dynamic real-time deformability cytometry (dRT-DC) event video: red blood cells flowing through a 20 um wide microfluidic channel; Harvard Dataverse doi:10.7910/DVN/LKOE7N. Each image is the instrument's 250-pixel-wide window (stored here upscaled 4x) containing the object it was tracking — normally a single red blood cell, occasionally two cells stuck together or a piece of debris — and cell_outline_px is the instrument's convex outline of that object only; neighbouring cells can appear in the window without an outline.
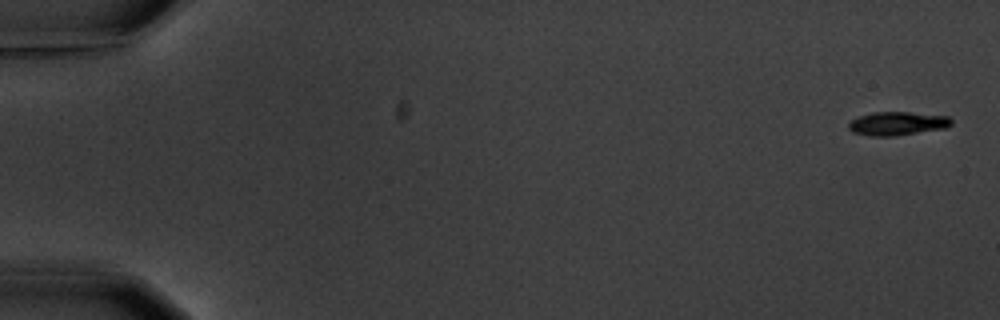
{"species": "common noctule bat (a hibernating species)", "species_latin": "Nyctalus noctula", "temperature_condition": "warm", "stored_images_in_passage": 8, "camera_frame_rate_fps": 3000, "um_per_image_px": 0.085, "animal": {"sex": "male", "body_mass_g": 20.1, "forearm_length_mm": 53.5}, "frame": {"image": 1, "passage_image": 1, "time_ms": 0.0, "image_size_px": [1000, 320], "cell_outline_px": [[952, 124], [944, 128], [896, 136], [872, 136], [852, 132], [848, 128], [848, 124], [852, 120], [860, 116], [872, 112], [912, 112], [948, 116], [952, 120]], "centroid_in_image_um": [76.27, 10.49], "position_along_channel_um": 8.7, "area_um2": 14.1}}
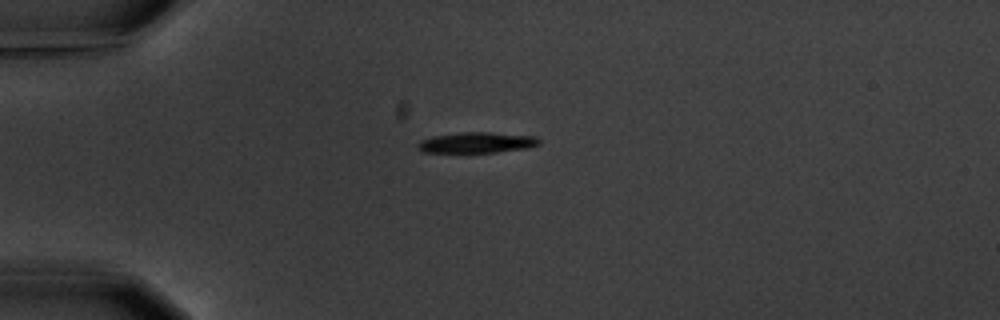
{"frame": {"image": 2, "passage_image": 5, "time_ms": 4.667, "image_size_px": [1000, 320], "cell_outline_px": [[540, 144], [524, 148], [496, 152], [420, 152], [416, 148], [416, 144], [420, 140], [432, 136], [464, 132], [488, 132], [536, 136], [540, 140]], "centroid_in_image_um": [40.47, 12.11], "position_along_channel_um": 44.5, "area_um2": 14.62}}